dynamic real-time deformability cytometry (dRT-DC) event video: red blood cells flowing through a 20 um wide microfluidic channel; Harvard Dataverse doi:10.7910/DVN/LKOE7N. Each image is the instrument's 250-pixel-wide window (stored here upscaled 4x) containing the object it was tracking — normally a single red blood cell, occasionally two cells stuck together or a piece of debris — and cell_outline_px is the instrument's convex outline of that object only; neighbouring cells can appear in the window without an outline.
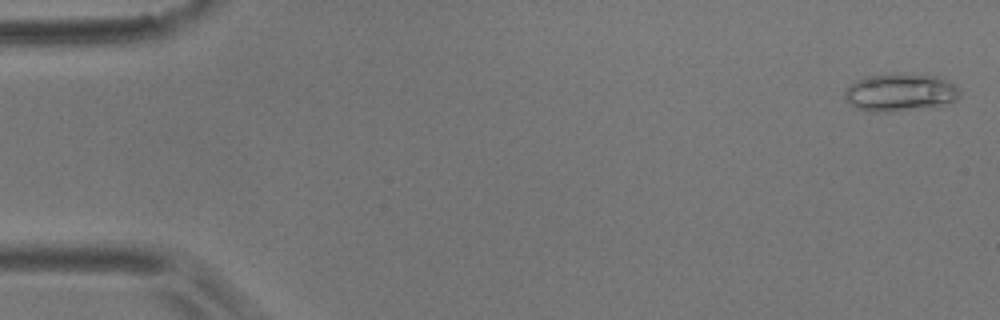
{"species": "common noctule bat (a hibernating species)", "species_latin": "Nyctalus noctula", "temperature_condition": "room temperature", "stored_images_in_passage": 5, "camera_frame_rate_fps": 3000, "um_per_image_px": 0.085, "animal": {"sex": "male", "body_mass_g": 17.9}, "frame": {"image": 1, "passage_image": 1, "time_ms": 0.0, "image_size_px": [1000, 320], "cell_outline_px": [[960, 96], [956, 100], [924, 108], [892, 112], [872, 112], [856, 108], [844, 96], [844, 92], [856, 80], [868, 76], [896, 72], [936, 76], [948, 80], [960, 88]], "centroid_in_image_um": [76.54, 7.84], "position_along_channel_um": 8.5, "area_um2": 25.43}}